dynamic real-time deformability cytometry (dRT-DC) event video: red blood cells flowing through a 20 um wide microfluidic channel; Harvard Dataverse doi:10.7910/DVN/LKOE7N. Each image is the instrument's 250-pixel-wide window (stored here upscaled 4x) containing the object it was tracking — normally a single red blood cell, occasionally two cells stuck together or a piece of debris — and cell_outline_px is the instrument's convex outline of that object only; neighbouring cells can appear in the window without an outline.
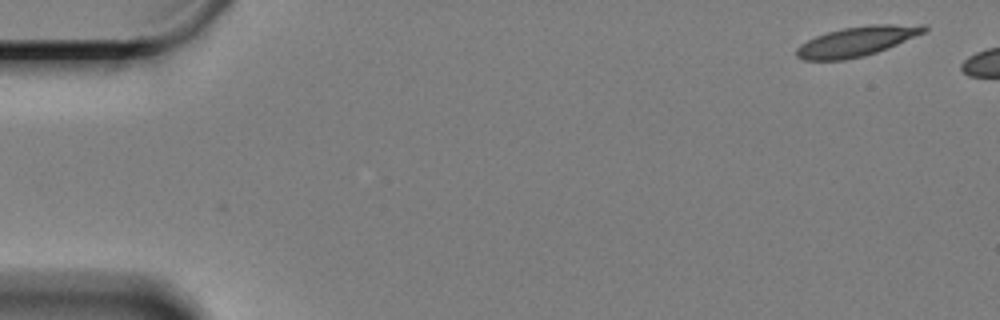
{"species": "Egyptian fruit bat (a non-hibernating species)", "species_latin": "Rousettus aegyptiacus", "temperature_condition": "cold", "stored_images_in_passage": 4, "camera_frame_rate_fps": 3000, "um_per_image_px": 0.085, "animal": {"sex": "female"}, "frame": {"image": 1, "passage_image": 4, "time_ms": 1.0, "image_size_px": [1000, 320], "cell_outline_px": [[928, 28], [924, 32], [888, 48], [864, 56], [844, 60], [804, 60], [796, 56], [796, 48], [800, 44], [816, 36], [828, 32], [844, 28], [872, 24], [928, 24]], "centroid_in_image_um": [72.84, 3.51], "position_along_channel_um": 12.2, "area_um2": 22.02}}